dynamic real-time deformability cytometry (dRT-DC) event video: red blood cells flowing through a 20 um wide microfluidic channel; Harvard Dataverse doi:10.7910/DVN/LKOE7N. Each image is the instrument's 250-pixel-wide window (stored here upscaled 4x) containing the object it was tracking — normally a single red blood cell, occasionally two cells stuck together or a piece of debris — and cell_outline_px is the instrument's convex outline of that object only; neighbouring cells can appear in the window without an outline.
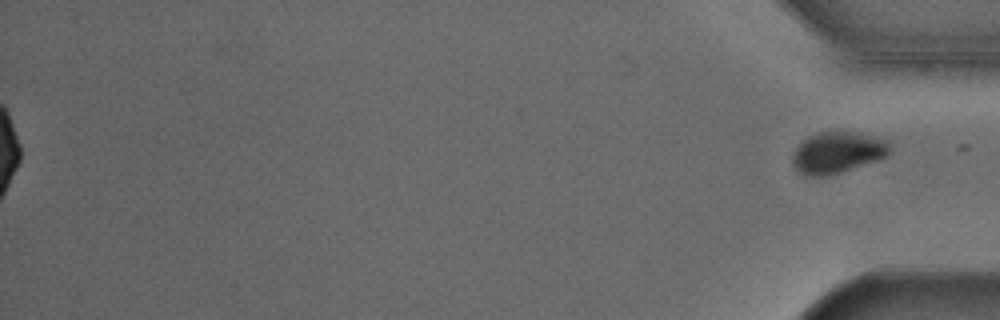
{"species": "Egyptian fruit bat (a non-hibernating species)", "species_latin": "Rousettus aegyptiacus", "temperature_condition": "cold", "stored_images_in_passage": 40, "segment_of_instrument_passage": [2, 2], "camera_frame_rate_fps": 3000, "um_per_image_px": 0.085, "animal": {"sex": "male"}, "frame": {"image": 1, "passage_image": 40, "time_ms": 13.0, "image_size_px": [1000, 320], "cell_outline_px": [[892, 148], [884, 156], [876, 160], [840, 172], [824, 176], [808, 176], [800, 172], [792, 164], [792, 156], [796, 148], [808, 136], [820, 132], [860, 132], [888, 140]], "centroid_in_image_um": [71.19, 12.95], "position_along_channel_um": 364.0, "area_um2": 23.18}}